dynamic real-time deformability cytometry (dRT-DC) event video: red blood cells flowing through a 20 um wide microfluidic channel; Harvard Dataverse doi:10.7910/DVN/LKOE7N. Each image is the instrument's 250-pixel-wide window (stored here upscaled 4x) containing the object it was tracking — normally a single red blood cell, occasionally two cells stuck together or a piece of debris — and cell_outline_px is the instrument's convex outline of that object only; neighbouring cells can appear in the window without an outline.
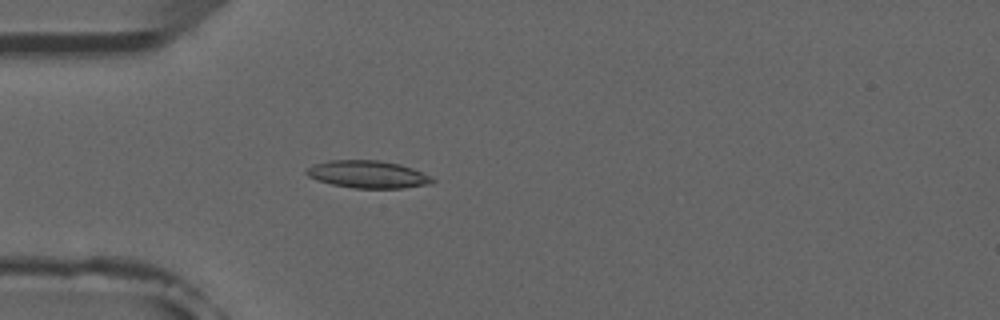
{"species": "common noctule bat (a hibernating species)", "species_latin": "Nyctalus noctula", "temperature_condition": "room temperature", "stored_images_in_passage": 4, "camera_frame_rate_fps": 3000, "um_per_image_px": 0.085, "animal": {"sex": "male", "forearm_length_mm": 52.5}, "frame": {"image": 1, "passage_image": 4, "time_ms": 3.667, "image_size_px": [1000, 320], "cell_outline_px": [[436, 180], [432, 184], [404, 188], [352, 188], [332, 184], [316, 180], [308, 176], [304, 172], [312, 164], [328, 160], [380, 160], [400, 164], [412, 168]], "centroid_in_image_um": [31.23, 14.82], "position_along_channel_um": 53.8, "area_um2": 20.23}}